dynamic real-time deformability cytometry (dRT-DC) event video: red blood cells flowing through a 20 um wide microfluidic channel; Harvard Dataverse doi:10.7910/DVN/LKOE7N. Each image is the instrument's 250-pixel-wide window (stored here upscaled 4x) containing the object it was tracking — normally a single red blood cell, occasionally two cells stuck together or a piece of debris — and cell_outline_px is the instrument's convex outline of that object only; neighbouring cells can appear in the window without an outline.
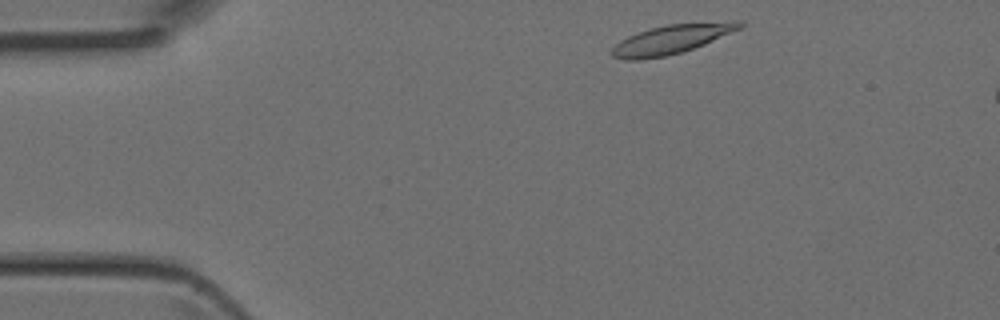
{"species": "Egyptian fruit bat (a non-hibernating species)", "species_latin": "Rousettus aegyptiacus", "temperature_condition": "room temperature", "stored_images_in_passage": 4, "segment_of_instrument_passage": [1, 2], "camera_frame_rate_fps": 3000, "um_per_image_px": 0.085, "animal": {"sex": "female"}, "frame": {"image": 1, "passage_image": 1, "time_ms": 0.0, "image_size_px": [1000, 320], "cell_outline_px": [[744, 24], [740, 28], [704, 44], [668, 56], [640, 60], [628, 60], [612, 56], [608, 52], [620, 40], [628, 36], [652, 28], [668, 24], [732, 20], [744, 20]], "centroid_in_image_um": [57.08, 3.33], "position_along_channel_um": 27.9, "area_um2": 21.68}}